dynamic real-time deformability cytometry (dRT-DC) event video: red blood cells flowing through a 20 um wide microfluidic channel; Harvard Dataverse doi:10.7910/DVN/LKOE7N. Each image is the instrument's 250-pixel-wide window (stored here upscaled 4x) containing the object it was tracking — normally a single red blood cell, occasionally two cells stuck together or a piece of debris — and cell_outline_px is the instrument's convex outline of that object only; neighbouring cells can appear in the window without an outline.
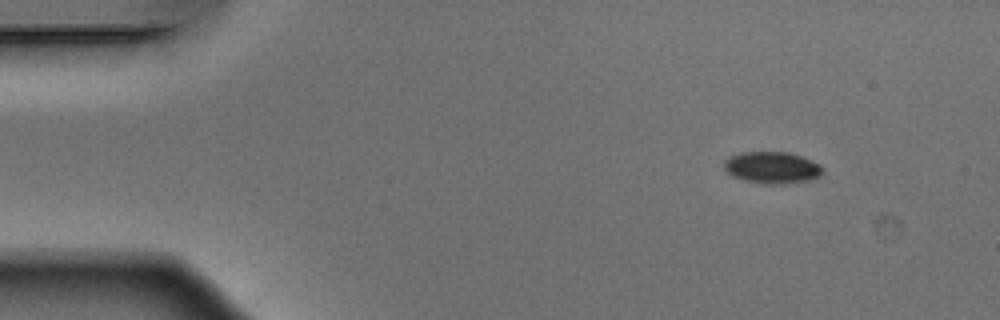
{"species": "Egyptian fruit bat (a non-hibernating species)", "species_latin": "Rousettus aegyptiacus", "temperature_condition": "warm", "stored_images_in_passage": 47, "camera_frame_rate_fps": 3000, "um_per_image_px": 0.085, "animal": {"sex": "male"}, "frame": {"image": 1, "passage_image": 1, "time_ms": 0.0, "image_size_px": [1000, 320], "cell_outline_px": [[824, 172], [820, 176], [808, 180], [784, 184], [772, 184], [744, 180], [732, 176], [724, 168], [724, 160], [740, 152], [788, 152], [800, 156], [820, 164]], "centroid_in_image_um": [65.63, 14.24], "position_along_channel_um": 19.4, "area_um2": 18.09}}
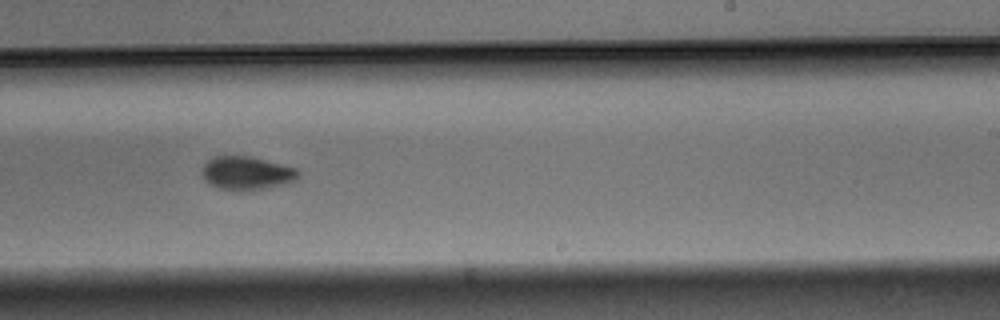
{"frame": {"image": 2, "passage_image": 27, "time_ms": 8.667, "image_size_px": [1000, 320], "cell_outline_px": [[300, 176], [296, 180], [284, 184], [264, 188], [240, 192], [216, 188], [204, 180], [200, 172], [200, 168], [212, 156], [252, 156], [296, 168], [300, 172]], "centroid_in_image_um": [20.92, 14.72], "position_along_channel_um": 268.1, "area_um2": 19.19}}
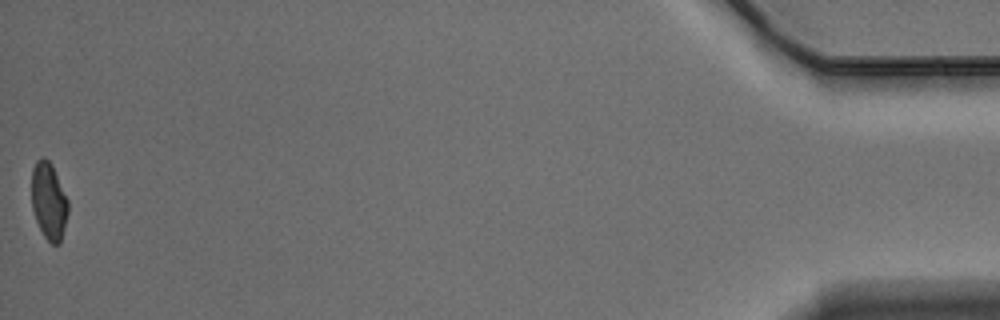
{"frame": {"image": 3, "passage_image": 47, "time_ms": 15.333, "image_size_px": [1000, 320], "cell_outline_px": [[68, 212], [60, 244], [52, 244], [44, 236], [36, 220], [32, 208], [32, 168], [36, 160], [40, 156], [44, 156], [52, 164], [68, 200]], "centroid_in_image_um": [4.14, 17.05], "position_along_channel_um": 431.1, "area_um2": 16.42}, "authors_computed_cell_mechanics": {"area_um2": 18.785, "velocity_mm_per_s": 3.8977, "shape_relaxation_time_tau1_ms": 2.4414, "shape_relaxation_time_tau2_ms": 6.5344, "deformation_change_tau1": 0.1369, "deformation_change_tau2": 0.0924}}